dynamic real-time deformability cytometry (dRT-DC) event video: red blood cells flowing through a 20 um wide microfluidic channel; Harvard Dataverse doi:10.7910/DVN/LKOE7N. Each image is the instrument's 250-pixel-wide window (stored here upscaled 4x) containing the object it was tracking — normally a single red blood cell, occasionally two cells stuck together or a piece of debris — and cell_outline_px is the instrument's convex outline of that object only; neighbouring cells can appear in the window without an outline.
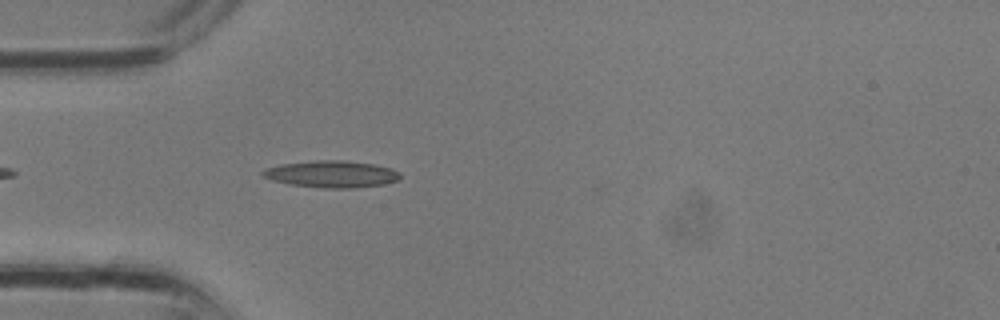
{"species": "common noctule bat (a hibernating species)", "species_latin": "Nyctalus noctula", "temperature_condition": "room temperature", "stored_images_in_passage": 14, "camera_frame_rate_fps": 3000, "um_per_image_px": 0.085, "animal": {"sex": "male", "body_mass_g": 13.3}, "frame": {"image": 1, "passage_image": 4, "time_ms": 1.0, "image_size_px": [1000, 320], "cell_outline_px": [[400, 180], [384, 184], [352, 188], [324, 188], [292, 184], [272, 180], [264, 176], [260, 172], [264, 168], [280, 164], [316, 160], [344, 160], [372, 164], [392, 168], [400, 172]], "centroid_in_image_um": [28.2, 14.79], "position_along_channel_um": 56.8, "area_um2": 21.5}}
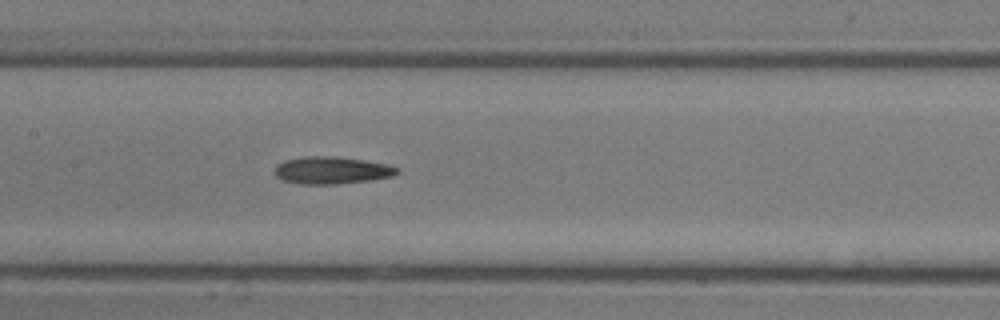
{"frame": {"image": 2, "passage_image": 10, "time_ms": 3.0, "image_size_px": [1000, 320], "cell_outline_px": [[400, 172], [392, 176], [368, 180], [336, 184], [304, 184], [284, 180], [276, 176], [276, 164], [284, 160], [304, 156], [336, 156], [364, 160], [388, 164], [400, 168]], "centroid_in_image_um": [28.22, 14.46], "position_along_channel_um": 179.2, "area_um2": 19.42}}
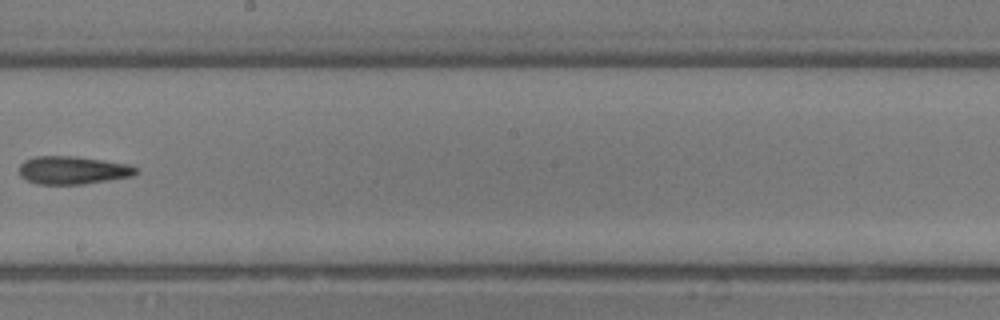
{"frame": {"image": 3, "passage_image": 13, "time_ms": 4.0, "image_size_px": [1000, 320], "cell_outline_px": [[136, 172], [132, 176], [84, 184], [40, 184], [28, 180], [20, 176], [20, 164], [24, 160], [36, 156], [76, 156], [132, 164], [136, 168]], "centroid_in_image_um": [6.2, 14.45], "position_along_channel_um": 242.0, "area_um2": 19.02}}